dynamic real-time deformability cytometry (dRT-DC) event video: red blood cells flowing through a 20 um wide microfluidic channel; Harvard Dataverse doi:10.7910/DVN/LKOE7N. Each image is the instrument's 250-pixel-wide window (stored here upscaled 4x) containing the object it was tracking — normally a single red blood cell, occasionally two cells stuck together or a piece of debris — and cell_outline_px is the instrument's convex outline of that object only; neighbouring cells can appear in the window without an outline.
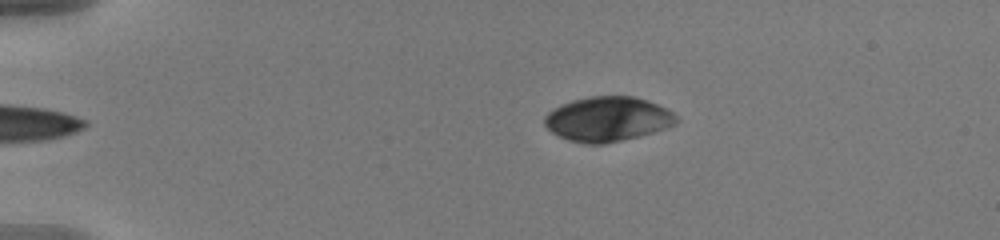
{"species": "human", "species_latin": "Homo sapiens", "temperature_condition": "warm", "stored_images_in_passage": 46, "camera_frame_rate_fps": 3000, "um_per_image_px": 0.085, "donor": {"sex": "male"}, "frame": {"image": 1, "passage_image": 1, "time_ms": 0.0, "image_size_px": [1000, 240], "cell_outline_px": [[680, 120], [676, 124], [640, 136], [604, 144], [588, 144], [568, 140], [552, 132], [544, 124], [544, 116], [548, 112], [572, 100], [588, 96], [636, 96], [648, 100], [672, 112]], "centroid_in_image_um": [51.66, 10.12], "position_along_channel_um": 33.3, "area_um2": 34.16}}
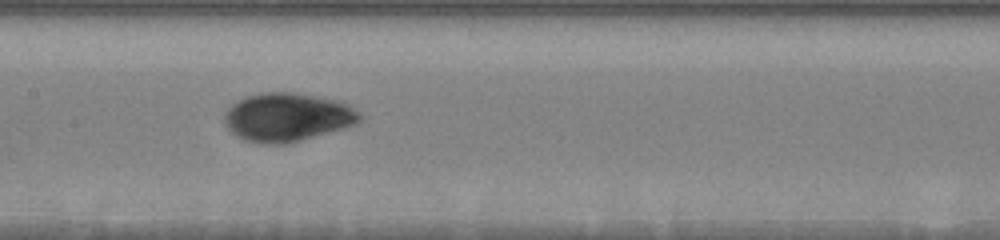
{"frame": {"image": 2, "passage_image": 19, "time_ms": 6.0, "image_size_px": [1000, 240], "cell_outline_px": [[360, 120], [356, 124], [344, 128], [300, 140], [284, 144], [260, 144], [244, 140], [236, 136], [228, 128], [224, 120], [224, 112], [236, 100], [244, 96], [260, 92], [296, 92], [336, 100], [348, 104], [360, 112]], "centroid_in_image_um": [24.39, 9.95], "position_along_channel_um": 183.0, "area_um2": 38.44}}
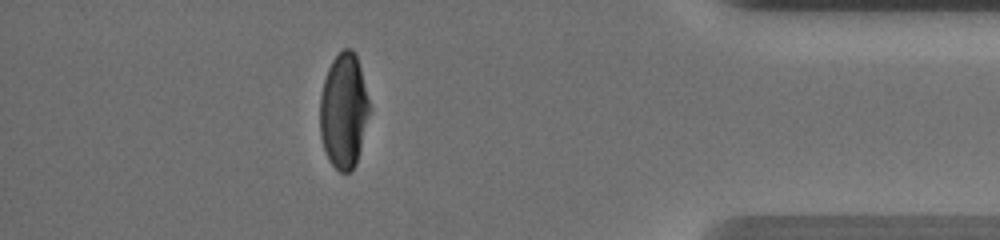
{"frame": {"image": 3, "passage_image": 40, "time_ms": 13.0, "image_size_px": [1000, 240], "cell_outline_px": [[372, 108], [356, 164], [348, 172], [340, 172], [328, 160], [320, 136], [320, 96], [324, 80], [328, 68], [332, 60], [344, 48], [352, 48], [356, 56], [360, 68]], "centroid_in_image_um": [29.23, 9.42], "position_along_channel_um": 406.0, "area_um2": 33.41}, "authors_computed_cell_mechanics": {"area_um2": 36.1828, "velocity_mm_per_s": 3.6345, "shape_relaxation_time_tau1_ms": 4.135, "shape_relaxation_time_tau2_ms": 0.96, "deformation_change_tau1": 0.1674, "deformation_change_tau2": 0.0394}}